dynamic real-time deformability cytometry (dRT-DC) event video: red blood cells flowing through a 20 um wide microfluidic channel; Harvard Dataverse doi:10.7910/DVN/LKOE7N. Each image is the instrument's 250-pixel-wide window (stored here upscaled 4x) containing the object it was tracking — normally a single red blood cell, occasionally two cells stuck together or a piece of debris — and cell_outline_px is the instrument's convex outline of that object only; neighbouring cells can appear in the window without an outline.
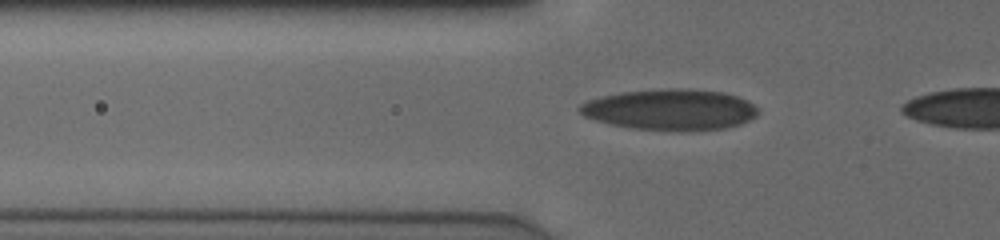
{"species": "human", "species_latin": "Homo sapiens", "temperature_condition": "cold", "stored_images_in_passage": 13, "camera_frame_rate_fps": 3000, "um_per_image_px": 0.085, "donor": {"sex": "male"}, "frame": {"image": 1, "passage_image": 10, "time_ms": 3.0, "image_size_px": [1000, 240], "cell_outline_px": [[760, 112], [756, 116], [740, 124], [724, 128], [680, 132], [632, 128], [612, 124], [596, 120], [584, 116], [576, 108], [580, 104], [588, 100], [600, 96], [620, 92], [668, 88], [684, 88], [724, 92], [748, 100]], "centroid_in_image_um": [56.96, 9.32], "position_along_channel_um": 68.8, "area_um2": 42.89}}